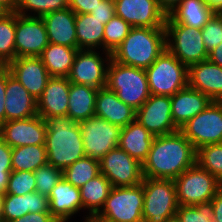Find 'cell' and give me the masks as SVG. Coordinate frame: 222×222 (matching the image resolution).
Instances as JSON below:
<instances>
[{
    "label": "cell",
    "instance_id": "6da1fadb",
    "mask_svg": "<svg viewBox=\"0 0 222 222\" xmlns=\"http://www.w3.org/2000/svg\"><path fill=\"white\" fill-rule=\"evenodd\" d=\"M196 156L197 150L180 130L155 136L142 163L143 177L174 180L196 164Z\"/></svg>",
    "mask_w": 222,
    "mask_h": 222
},
{
    "label": "cell",
    "instance_id": "7a4b0ae2",
    "mask_svg": "<svg viewBox=\"0 0 222 222\" xmlns=\"http://www.w3.org/2000/svg\"><path fill=\"white\" fill-rule=\"evenodd\" d=\"M45 123V148L49 164L63 171L86 156L81 128L77 121L60 116L47 119Z\"/></svg>",
    "mask_w": 222,
    "mask_h": 222
},
{
    "label": "cell",
    "instance_id": "3957f363",
    "mask_svg": "<svg viewBox=\"0 0 222 222\" xmlns=\"http://www.w3.org/2000/svg\"><path fill=\"white\" fill-rule=\"evenodd\" d=\"M165 49V28L132 27L111 58L126 66L146 69Z\"/></svg>",
    "mask_w": 222,
    "mask_h": 222
},
{
    "label": "cell",
    "instance_id": "277c9868",
    "mask_svg": "<svg viewBox=\"0 0 222 222\" xmlns=\"http://www.w3.org/2000/svg\"><path fill=\"white\" fill-rule=\"evenodd\" d=\"M107 87L136 111L151 95L145 69L126 66L112 58L107 67Z\"/></svg>",
    "mask_w": 222,
    "mask_h": 222
},
{
    "label": "cell",
    "instance_id": "5b68a950",
    "mask_svg": "<svg viewBox=\"0 0 222 222\" xmlns=\"http://www.w3.org/2000/svg\"><path fill=\"white\" fill-rule=\"evenodd\" d=\"M145 71L152 95L173 96L188 85V67L167 49Z\"/></svg>",
    "mask_w": 222,
    "mask_h": 222
},
{
    "label": "cell",
    "instance_id": "8992f818",
    "mask_svg": "<svg viewBox=\"0 0 222 222\" xmlns=\"http://www.w3.org/2000/svg\"><path fill=\"white\" fill-rule=\"evenodd\" d=\"M143 222H166L176 216L179 203L172 179L143 178Z\"/></svg>",
    "mask_w": 222,
    "mask_h": 222
},
{
    "label": "cell",
    "instance_id": "52a82bcc",
    "mask_svg": "<svg viewBox=\"0 0 222 222\" xmlns=\"http://www.w3.org/2000/svg\"><path fill=\"white\" fill-rule=\"evenodd\" d=\"M179 206L211 201L222 188L218 179L197 163L174 179Z\"/></svg>",
    "mask_w": 222,
    "mask_h": 222
},
{
    "label": "cell",
    "instance_id": "ba28073f",
    "mask_svg": "<svg viewBox=\"0 0 222 222\" xmlns=\"http://www.w3.org/2000/svg\"><path fill=\"white\" fill-rule=\"evenodd\" d=\"M166 49L178 60L189 67L208 60L201 29L180 23H165Z\"/></svg>",
    "mask_w": 222,
    "mask_h": 222
},
{
    "label": "cell",
    "instance_id": "9c48e42d",
    "mask_svg": "<svg viewBox=\"0 0 222 222\" xmlns=\"http://www.w3.org/2000/svg\"><path fill=\"white\" fill-rule=\"evenodd\" d=\"M143 204V181L133 187H112L98 215L114 222H143Z\"/></svg>",
    "mask_w": 222,
    "mask_h": 222
},
{
    "label": "cell",
    "instance_id": "30bf717a",
    "mask_svg": "<svg viewBox=\"0 0 222 222\" xmlns=\"http://www.w3.org/2000/svg\"><path fill=\"white\" fill-rule=\"evenodd\" d=\"M195 149L222 143V102L212 101L179 129Z\"/></svg>",
    "mask_w": 222,
    "mask_h": 222
},
{
    "label": "cell",
    "instance_id": "8fae6325",
    "mask_svg": "<svg viewBox=\"0 0 222 222\" xmlns=\"http://www.w3.org/2000/svg\"><path fill=\"white\" fill-rule=\"evenodd\" d=\"M86 156L100 160L118 147L121 127L93 116L79 122Z\"/></svg>",
    "mask_w": 222,
    "mask_h": 222
},
{
    "label": "cell",
    "instance_id": "7c38bea8",
    "mask_svg": "<svg viewBox=\"0 0 222 222\" xmlns=\"http://www.w3.org/2000/svg\"><path fill=\"white\" fill-rule=\"evenodd\" d=\"M100 173L112 187H133L143 181L142 164L119 147L99 160Z\"/></svg>",
    "mask_w": 222,
    "mask_h": 222
},
{
    "label": "cell",
    "instance_id": "4fadbf2b",
    "mask_svg": "<svg viewBox=\"0 0 222 222\" xmlns=\"http://www.w3.org/2000/svg\"><path fill=\"white\" fill-rule=\"evenodd\" d=\"M104 53L105 58L97 50H78L68 80L71 83L83 84L96 89L106 87L107 67L111 54L107 51Z\"/></svg>",
    "mask_w": 222,
    "mask_h": 222
},
{
    "label": "cell",
    "instance_id": "5bb4252c",
    "mask_svg": "<svg viewBox=\"0 0 222 222\" xmlns=\"http://www.w3.org/2000/svg\"><path fill=\"white\" fill-rule=\"evenodd\" d=\"M136 120L154 136L179 130L172 119L171 96L151 94L136 111Z\"/></svg>",
    "mask_w": 222,
    "mask_h": 222
},
{
    "label": "cell",
    "instance_id": "9a60e30c",
    "mask_svg": "<svg viewBox=\"0 0 222 222\" xmlns=\"http://www.w3.org/2000/svg\"><path fill=\"white\" fill-rule=\"evenodd\" d=\"M115 15L132 27L165 28L166 13L157 0H115Z\"/></svg>",
    "mask_w": 222,
    "mask_h": 222
},
{
    "label": "cell",
    "instance_id": "2e32d148",
    "mask_svg": "<svg viewBox=\"0 0 222 222\" xmlns=\"http://www.w3.org/2000/svg\"><path fill=\"white\" fill-rule=\"evenodd\" d=\"M48 43L46 28L41 17L22 16L16 13V58L39 57Z\"/></svg>",
    "mask_w": 222,
    "mask_h": 222
},
{
    "label": "cell",
    "instance_id": "e0dca14e",
    "mask_svg": "<svg viewBox=\"0 0 222 222\" xmlns=\"http://www.w3.org/2000/svg\"><path fill=\"white\" fill-rule=\"evenodd\" d=\"M47 126L39 115L5 121L0 125V137L11 147L45 145Z\"/></svg>",
    "mask_w": 222,
    "mask_h": 222
},
{
    "label": "cell",
    "instance_id": "ac0fdd59",
    "mask_svg": "<svg viewBox=\"0 0 222 222\" xmlns=\"http://www.w3.org/2000/svg\"><path fill=\"white\" fill-rule=\"evenodd\" d=\"M6 68L36 100L51 78L40 57H18L10 61Z\"/></svg>",
    "mask_w": 222,
    "mask_h": 222
},
{
    "label": "cell",
    "instance_id": "d6986e66",
    "mask_svg": "<svg viewBox=\"0 0 222 222\" xmlns=\"http://www.w3.org/2000/svg\"><path fill=\"white\" fill-rule=\"evenodd\" d=\"M5 121L38 115L37 100L6 68Z\"/></svg>",
    "mask_w": 222,
    "mask_h": 222
},
{
    "label": "cell",
    "instance_id": "ffe728a7",
    "mask_svg": "<svg viewBox=\"0 0 222 222\" xmlns=\"http://www.w3.org/2000/svg\"><path fill=\"white\" fill-rule=\"evenodd\" d=\"M70 81L68 77H51L43 94L37 99V113L45 120L67 117Z\"/></svg>",
    "mask_w": 222,
    "mask_h": 222
},
{
    "label": "cell",
    "instance_id": "44dd1931",
    "mask_svg": "<svg viewBox=\"0 0 222 222\" xmlns=\"http://www.w3.org/2000/svg\"><path fill=\"white\" fill-rule=\"evenodd\" d=\"M188 85L204 93L212 101L222 102V67L209 60L190 65Z\"/></svg>",
    "mask_w": 222,
    "mask_h": 222
},
{
    "label": "cell",
    "instance_id": "7402d4cb",
    "mask_svg": "<svg viewBox=\"0 0 222 222\" xmlns=\"http://www.w3.org/2000/svg\"><path fill=\"white\" fill-rule=\"evenodd\" d=\"M95 116L124 127L136 120V110L122 102L116 93L106 86L98 89L96 93Z\"/></svg>",
    "mask_w": 222,
    "mask_h": 222
},
{
    "label": "cell",
    "instance_id": "603a6c76",
    "mask_svg": "<svg viewBox=\"0 0 222 222\" xmlns=\"http://www.w3.org/2000/svg\"><path fill=\"white\" fill-rule=\"evenodd\" d=\"M211 102L207 95L189 85L177 91L171 96V113L175 126L180 129Z\"/></svg>",
    "mask_w": 222,
    "mask_h": 222
},
{
    "label": "cell",
    "instance_id": "cb8c5ba5",
    "mask_svg": "<svg viewBox=\"0 0 222 222\" xmlns=\"http://www.w3.org/2000/svg\"><path fill=\"white\" fill-rule=\"evenodd\" d=\"M44 21L49 43L78 49L75 18L76 14L68 7L47 13Z\"/></svg>",
    "mask_w": 222,
    "mask_h": 222
},
{
    "label": "cell",
    "instance_id": "d4e9b609",
    "mask_svg": "<svg viewBox=\"0 0 222 222\" xmlns=\"http://www.w3.org/2000/svg\"><path fill=\"white\" fill-rule=\"evenodd\" d=\"M48 199L49 211L59 222H68L70 217L82 210L80 189L63 177L52 189Z\"/></svg>",
    "mask_w": 222,
    "mask_h": 222
},
{
    "label": "cell",
    "instance_id": "484cf974",
    "mask_svg": "<svg viewBox=\"0 0 222 222\" xmlns=\"http://www.w3.org/2000/svg\"><path fill=\"white\" fill-rule=\"evenodd\" d=\"M38 212H50L48 197L36 191L23 196L3 195L2 222H10L28 213Z\"/></svg>",
    "mask_w": 222,
    "mask_h": 222
},
{
    "label": "cell",
    "instance_id": "4316f807",
    "mask_svg": "<svg viewBox=\"0 0 222 222\" xmlns=\"http://www.w3.org/2000/svg\"><path fill=\"white\" fill-rule=\"evenodd\" d=\"M155 136L137 120L121 127L118 147L141 164L147 159Z\"/></svg>",
    "mask_w": 222,
    "mask_h": 222
},
{
    "label": "cell",
    "instance_id": "83f0119b",
    "mask_svg": "<svg viewBox=\"0 0 222 222\" xmlns=\"http://www.w3.org/2000/svg\"><path fill=\"white\" fill-rule=\"evenodd\" d=\"M214 12L203 0H182L166 18V23H180L185 26L202 29Z\"/></svg>",
    "mask_w": 222,
    "mask_h": 222
},
{
    "label": "cell",
    "instance_id": "f1b7e54d",
    "mask_svg": "<svg viewBox=\"0 0 222 222\" xmlns=\"http://www.w3.org/2000/svg\"><path fill=\"white\" fill-rule=\"evenodd\" d=\"M98 89L70 82L67 117L78 123L95 116V100Z\"/></svg>",
    "mask_w": 222,
    "mask_h": 222
},
{
    "label": "cell",
    "instance_id": "f546056e",
    "mask_svg": "<svg viewBox=\"0 0 222 222\" xmlns=\"http://www.w3.org/2000/svg\"><path fill=\"white\" fill-rule=\"evenodd\" d=\"M76 36L79 50H103L105 24L90 13L76 14Z\"/></svg>",
    "mask_w": 222,
    "mask_h": 222
},
{
    "label": "cell",
    "instance_id": "4dcf8cb0",
    "mask_svg": "<svg viewBox=\"0 0 222 222\" xmlns=\"http://www.w3.org/2000/svg\"><path fill=\"white\" fill-rule=\"evenodd\" d=\"M79 49L48 43L39 56L51 77H68Z\"/></svg>",
    "mask_w": 222,
    "mask_h": 222
},
{
    "label": "cell",
    "instance_id": "1f68e13d",
    "mask_svg": "<svg viewBox=\"0 0 222 222\" xmlns=\"http://www.w3.org/2000/svg\"><path fill=\"white\" fill-rule=\"evenodd\" d=\"M112 189L111 182L99 174L80 188L82 209H88L89 215L98 214L103 208Z\"/></svg>",
    "mask_w": 222,
    "mask_h": 222
},
{
    "label": "cell",
    "instance_id": "d6a6232c",
    "mask_svg": "<svg viewBox=\"0 0 222 222\" xmlns=\"http://www.w3.org/2000/svg\"><path fill=\"white\" fill-rule=\"evenodd\" d=\"M45 145L20 146L12 148V171L34 172L47 164Z\"/></svg>",
    "mask_w": 222,
    "mask_h": 222
},
{
    "label": "cell",
    "instance_id": "836d02e7",
    "mask_svg": "<svg viewBox=\"0 0 222 222\" xmlns=\"http://www.w3.org/2000/svg\"><path fill=\"white\" fill-rule=\"evenodd\" d=\"M99 174V161L89 156L80 158L62 171V177L79 189Z\"/></svg>",
    "mask_w": 222,
    "mask_h": 222
},
{
    "label": "cell",
    "instance_id": "e575fe53",
    "mask_svg": "<svg viewBox=\"0 0 222 222\" xmlns=\"http://www.w3.org/2000/svg\"><path fill=\"white\" fill-rule=\"evenodd\" d=\"M15 29L16 12L0 19V59L6 65L16 58Z\"/></svg>",
    "mask_w": 222,
    "mask_h": 222
},
{
    "label": "cell",
    "instance_id": "d590c367",
    "mask_svg": "<svg viewBox=\"0 0 222 222\" xmlns=\"http://www.w3.org/2000/svg\"><path fill=\"white\" fill-rule=\"evenodd\" d=\"M196 163L222 184V143L209 144L197 149Z\"/></svg>",
    "mask_w": 222,
    "mask_h": 222
},
{
    "label": "cell",
    "instance_id": "8d00e7d4",
    "mask_svg": "<svg viewBox=\"0 0 222 222\" xmlns=\"http://www.w3.org/2000/svg\"><path fill=\"white\" fill-rule=\"evenodd\" d=\"M69 7V0H17L18 15L42 17L43 15ZM29 11L30 13H27ZM33 12V14H32Z\"/></svg>",
    "mask_w": 222,
    "mask_h": 222
},
{
    "label": "cell",
    "instance_id": "74e56055",
    "mask_svg": "<svg viewBox=\"0 0 222 222\" xmlns=\"http://www.w3.org/2000/svg\"><path fill=\"white\" fill-rule=\"evenodd\" d=\"M132 26L118 16L111 18L104 27L103 52L110 54L123 42Z\"/></svg>",
    "mask_w": 222,
    "mask_h": 222
},
{
    "label": "cell",
    "instance_id": "f35d334b",
    "mask_svg": "<svg viewBox=\"0 0 222 222\" xmlns=\"http://www.w3.org/2000/svg\"><path fill=\"white\" fill-rule=\"evenodd\" d=\"M36 178L35 191L49 197L52 189L62 179V170L47 163L34 171Z\"/></svg>",
    "mask_w": 222,
    "mask_h": 222
},
{
    "label": "cell",
    "instance_id": "ab89813d",
    "mask_svg": "<svg viewBox=\"0 0 222 222\" xmlns=\"http://www.w3.org/2000/svg\"><path fill=\"white\" fill-rule=\"evenodd\" d=\"M176 216L180 222H213L212 201L194 206H179Z\"/></svg>",
    "mask_w": 222,
    "mask_h": 222
},
{
    "label": "cell",
    "instance_id": "60d3db41",
    "mask_svg": "<svg viewBox=\"0 0 222 222\" xmlns=\"http://www.w3.org/2000/svg\"><path fill=\"white\" fill-rule=\"evenodd\" d=\"M36 178L31 171H12L5 194L23 196L35 192Z\"/></svg>",
    "mask_w": 222,
    "mask_h": 222
},
{
    "label": "cell",
    "instance_id": "b9f144b4",
    "mask_svg": "<svg viewBox=\"0 0 222 222\" xmlns=\"http://www.w3.org/2000/svg\"><path fill=\"white\" fill-rule=\"evenodd\" d=\"M202 38L208 53L222 42V14L214 13L202 27Z\"/></svg>",
    "mask_w": 222,
    "mask_h": 222
},
{
    "label": "cell",
    "instance_id": "7bdbcfd3",
    "mask_svg": "<svg viewBox=\"0 0 222 222\" xmlns=\"http://www.w3.org/2000/svg\"><path fill=\"white\" fill-rule=\"evenodd\" d=\"M90 14L102 20L103 24H106L115 16L114 0H102Z\"/></svg>",
    "mask_w": 222,
    "mask_h": 222
},
{
    "label": "cell",
    "instance_id": "ee69618b",
    "mask_svg": "<svg viewBox=\"0 0 222 222\" xmlns=\"http://www.w3.org/2000/svg\"><path fill=\"white\" fill-rule=\"evenodd\" d=\"M12 172V148L0 137V173Z\"/></svg>",
    "mask_w": 222,
    "mask_h": 222
},
{
    "label": "cell",
    "instance_id": "f6af8a7d",
    "mask_svg": "<svg viewBox=\"0 0 222 222\" xmlns=\"http://www.w3.org/2000/svg\"><path fill=\"white\" fill-rule=\"evenodd\" d=\"M102 0H69V8L75 14L91 13Z\"/></svg>",
    "mask_w": 222,
    "mask_h": 222
},
{
    "label": "cell",
    "instance_id": "bcb514c9",
    "mask_svg": "<svg viewBox=\"0 0 222 222\" xmlns=\"http://www.w3.org/2000/svg\"><path fill=\"white\" fill-rule=\"evenodd\" d=\"M10 222H59L50 212L28 213Z\"/></svg>",
    "mask_w": 222,
    "mask_h": 222
},
{
    "label": "cell",
    "instance_id": "7dc6e473",
    "mask_svg": "<svg viewBox=\"0 0 222 222\" xmlns=\"http://www.w3.org/2000/svg\"><path fill=\"white\" fill-rule=\"evenodd\" d=\"M6 68L0 72V125L5 122Z\"/></svg>",
    "mask_w": 222,
    "mask_h": 222
},
{
    "label": "cell",
    "instance_id": "c3c4849f",
    "mask_svg": "<svg viewBox=\"0 0 222 222\" xmlns=\"http://www.w3.org/2000/svg\"><path fill=\"white\" fill-rule=\"evenodd\" d=\"M211 201L213 206V222H222V188Z\"/></svg>",
    "mask_w": 222,
    "mask_h": 222
},
{
    "label": "cell",
    "instance_id": "681fc988",
    "mask_svg": "<svg viewBox=\"0 0 222 222\" xmlns=\"http://www.w3.org/2000/svg\"><path fill=\"white\" fill-rule=\"evenodd\" d=\"M208 60L222 67V42L208 54Z\"/></svg>",
    "mask_w": 222,
    "mask_h": 222
},
{
    "label": "cell",
    "instance_id": "f907efd6",
    "mask_svg": "<svg viewBox=\"0 0 222 222\" xmlns=\"http://www.w3.org/2000/svg\"><path fill=\"white\" fill-rule=\"evenodd\" d=\"M182 0H157L160 8L168 15L174 10Z\"/></svg>",
    "mask_w": 222,
    "mask_h": 222
},
{
    "label": "cell",
    "instance_id": "816d5d0a",
    "mask_svg": "<svg viewBox=\"0 0 222 222\" xmlns=\"http://www.w3.org/2000/svg\"><path fill=\"white\" fill-rule=\"evenodd\" d=\"M203 1L214 13L222 14V0H203Z\"/></svg>",
    "mask_w": 222,
    "mask_h": 222
},
{
    "label": "cell",
    "instance_id": "f5cc1de1",
    "mask_svg": "<svg viewBox=\"0 0 222 222\" xmlns=\"http://www.w3.org/2000/svg\"><path fill=\"white\" fill-rule=\"evenodd\" d=\"M9 177H10V173H0V194L1 195H4L7 190Z\"/></svg>",
    "mask_w": 222,
    "mask_h": 222
},
{
    "label": "cell",
    "instance_id": "db71d44e",
    "mask_svg": "<svg viewBox=\"0 0 222 222\" xmlns=\"http://www.w3.org/2000/svg\"><path fill=\"white\" fill-rule=\"evenodd\" d=\"M83 222H114V221L101 217L98 214H92V215H86L85 221Z\"/></svg>",
    "mask_w": 222,
    "mask_h": 222
},
{
    "label": "cell",
    "instance_id": "11a10c76",
    "mask_svg": "<svg viewBox=\"0 0 222 222\" xmlns=\"http://www.w3.org/2000/svg\"><path fill=\"white\" fill-rule=\"evenodd\" d=\"M0 3L4 5L10 12H15L17 0H0Z\"/></svg>",
    "mask_w": 222,
    "mask_h": 222
},
{
    "label": "cell",
    "instance_id": "9f6ffc18",
    "mask_svg": "<svg viewBox=\"0 0 222 222\" xmlns=\"http://www.w3.org/2000/svg\"><path fill=\"white\" fill-rule=\"evenodd\" d=\"M10 11L0 3V19L4 18L6 15H8Z\"/></svg>",
    "mask_w": 222,
    "mask_h": 222
},
{
    "label": "cell",
    "instance_id": "6f0895ef",
    "mask_svg": "<svg viewBox=\"0 0 222 222\" xmlns=\"http://www.w3.org/2000/svg\"><path fill=\"white\" fill-rule=\"evenodd\" d=\"M3 212V195L0 194V218L2 217Z\"/></svg>",
    "mask_w": 222,
    "mask_h": 222
},
{
    "label": "cell",
    "instance_id": "680465c9",
    "mask_svg": "<svg viewBox=\"0 0 222 222\" xmlns=\"http://www.w3.org/2000/svg\"><path fill=\"white\" fill-rule=\"evenodd\" d=\"M166 222H180L177 216H173L171 218H168Z\"/></svg>",
    "mask_w": 222,
    "mask_h": 222
},
{
    "label": "cell",
    "instance_id": "91938a15",
    "mask_svg": "<svg viewBox=\"0 0 222 222\" xmlns=\"http://www.w3.org/2000/svg\"><path fill=\"white\" fill-rule=\"evenodd\" d=\"M6 68V64L0 59V72Z\"/></svg>",
    "mask_w": 222,
    "mask_h": 222
}]
</instances>
